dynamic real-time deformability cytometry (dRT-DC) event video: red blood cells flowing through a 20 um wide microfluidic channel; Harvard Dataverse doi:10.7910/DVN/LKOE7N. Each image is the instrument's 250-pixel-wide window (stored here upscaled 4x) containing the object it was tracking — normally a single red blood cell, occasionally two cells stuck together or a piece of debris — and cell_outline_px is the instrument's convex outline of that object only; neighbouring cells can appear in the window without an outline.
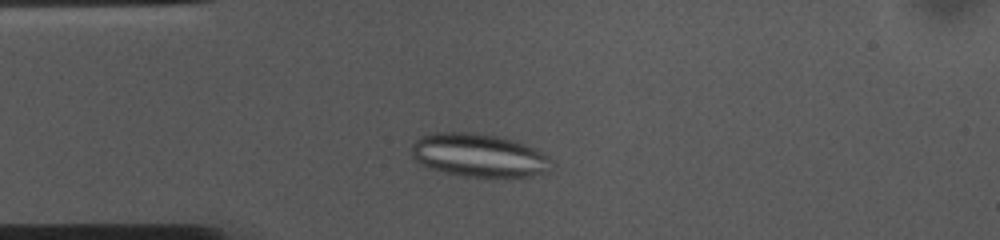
{"species": "common noctule bat (a hibernating species)", "species_latin": "Nyctalus noctula", "temperature_condition": "cold", "stored_images_in_passage": 40, "camera_frame_rate_fps": 3000, "um_per_image_px": 0.085, "animal": {"sex": "female", "body_mass_g": 10.0, "forearm_length_mm": 53.1}, "frame": {"image": 1, "passage_image": 5, "time_ms": 1.333, "image_size_px": [1000, 240], "cell_outline_px": [[556, 164], [544, 172], [528, 176], [464, 176], [444, 172], [420, 164], [412, 156], [412, 144], [420, 136], [432, 132], [472, 132], [504, 136], [516, 140], [548, 156]], "centroid_in_image_um": [40.69, 13.17], "position_along_channel_um": 44.3, "area_um2": 35.32}}
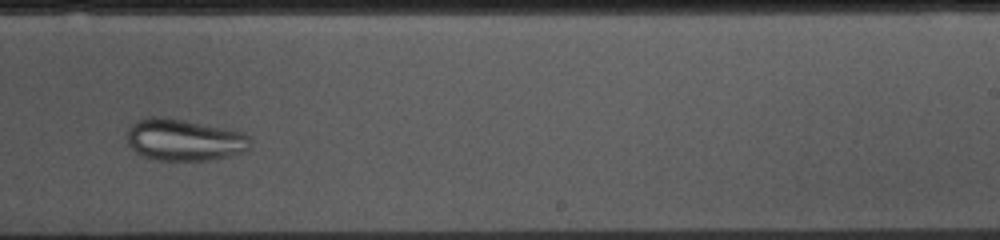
{"frame": {"image": 2, "passage_image": 25, "time_ms": 8.0, "image_size_px": [1000, 240], "cell_outline_px": [[252, 140], [248, 148], [244, 152], [228, 156], [208, 160], [156, 160], [144, 156], [136, 152], [128, 144], [128, 128], [136, 120], [148, 116], [160, 116], [184, 120], [244, 132]], "centroid_in_image_um": [15.65, 11.88], "position_along_channel_um": 273.4, "area_um2": 30.0}}
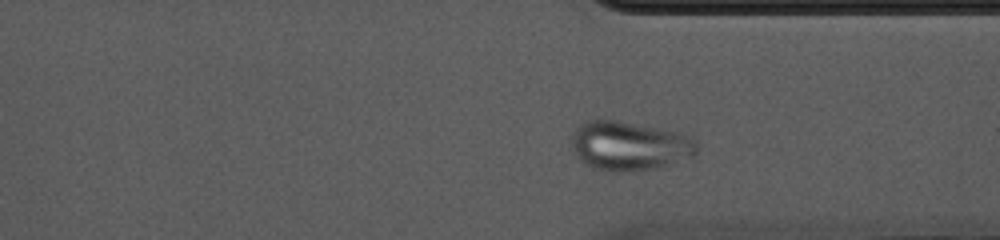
{"frame": {"image": 3, "passage_image": 32, "time_ms": 10.333, "image_size_px": [1000, 240], "cell_outline_px": [[696, 152], [692, 156], [656, 168], [628, 172], [612, 172], [596, 168], [580, 160], [576, 156], [572, 148], [572, 132], [580, 124], [588, 120], [616, 120], [676, 132], [692, 136], [696, 140]], "centroid_in_image_um": [53.47, 12.4], "position_along_channel_um": 357.9, "area_um2": 35.6}}